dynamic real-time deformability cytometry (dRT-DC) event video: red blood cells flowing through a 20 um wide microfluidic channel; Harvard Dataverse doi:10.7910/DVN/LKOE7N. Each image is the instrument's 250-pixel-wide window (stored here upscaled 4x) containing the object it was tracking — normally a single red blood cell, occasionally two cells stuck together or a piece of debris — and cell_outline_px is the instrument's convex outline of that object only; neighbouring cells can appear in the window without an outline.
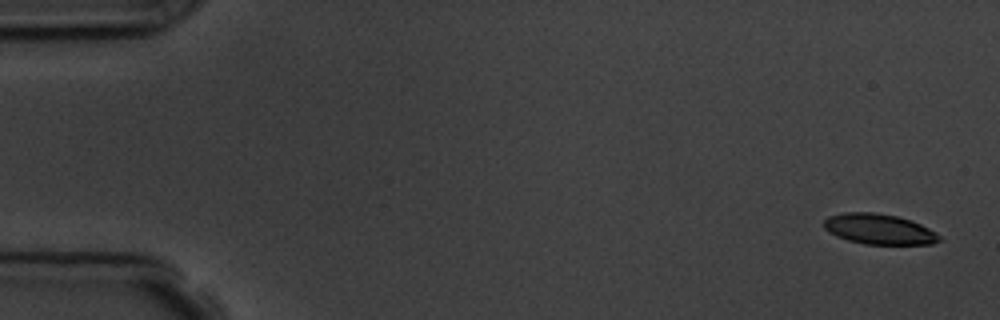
{"species": "common noctule bat (a hibernating species)", "species_latin": "Nyctalus noctula", "temperature_condition": "room temperature", "stored_images_in_passage": 6, "camera_frame_rate_fps": 3000, "um_per_image_px": 0.085, "animal": {"sex": "male", "body_mass_g": 19.5, "forearm_length_mm": 54.6}, "frame": {"image": 1, "passage_image": 1, "time_ms": 0.0, "image_size_px": [1000, 320], "cell_outline_px": [[944, 240], [932, 244], [864, 244], [848, 240], [836, 236], [828, 232], [824, 228], [824, 220], [828, 216], [844, 212], [876, 212], [896, 216], [912, 220], [936, 232]], "centroid_in_image_um": [74.73, 19.47], "position_along_channel_um": 10.3, "area_um2": 20.63}}
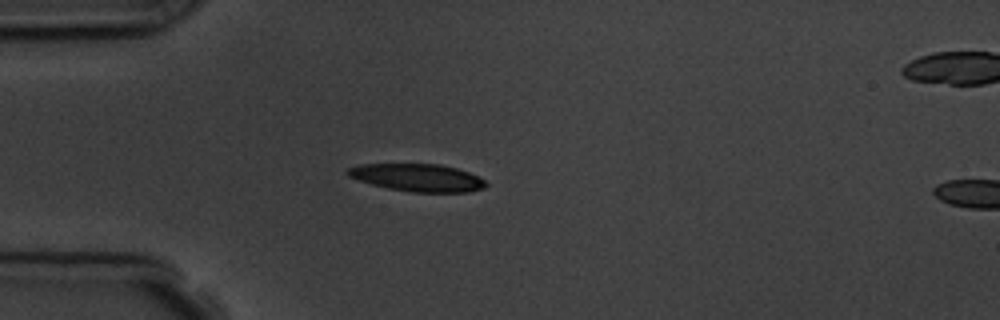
{"frame": {"image": 2, "passage_image": 5, "time_ms": 4.333, "image_size_px": [1000, 320], "cell_outline_px": [[488, 184], [484, 188], [468, 192], [412, 192], [388, 188], [372, 184], [348, 176], [344, 172], [348, 168], [360, 164], [440, 164], [456, 168], [468, 172], [484, 180]], "centroid_in_image_um": [35.48, 15.09], "position_along_channel_um": 49.5, "area_um2": 22.08}}